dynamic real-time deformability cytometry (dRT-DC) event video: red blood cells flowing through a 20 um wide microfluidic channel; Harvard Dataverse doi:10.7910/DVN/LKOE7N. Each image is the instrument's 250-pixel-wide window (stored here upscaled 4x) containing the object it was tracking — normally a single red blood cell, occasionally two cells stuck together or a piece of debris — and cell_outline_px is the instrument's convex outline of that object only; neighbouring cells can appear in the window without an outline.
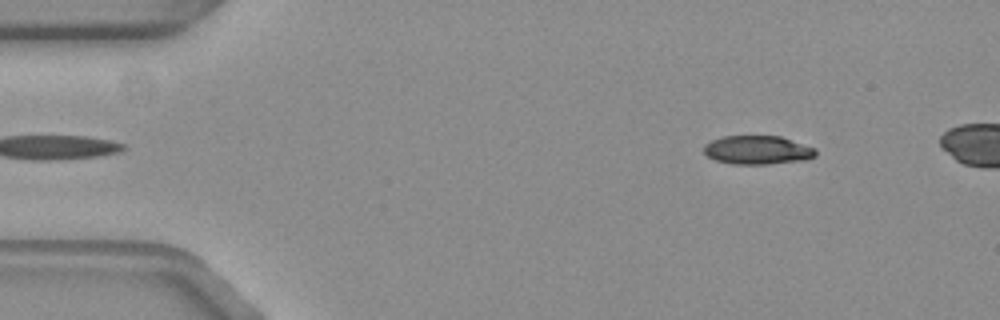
{"species": "common noctule bat (a hibernating species)", "species_latin": "Nyctalus noctula", "temperature_condition": "warm", "stored_images_in_passage": 46, "camera_frame_rate_fps": 3000, "um_per_image_px": 0.085, "animal": {"sex": "female", "body_mass_g": 19.3, "forearm_length_mm": 54.1}, "frame": {"image": 1, "passage_image": 2, "time_ms": 0.333, "image_size_px": [1000, 320], "cell_outline_px": [[816, 156], [804, 160], [768, 164], [732, 164], [716, 160], [708, 156], [704, 152], [704, 144], [712, 140], [724, 136], [780, 136], [816, 148]], "centroid_in_image_um": [64.4, 12.75], "position_along_channel_um": 20.6, "area_um2": 18.67}}
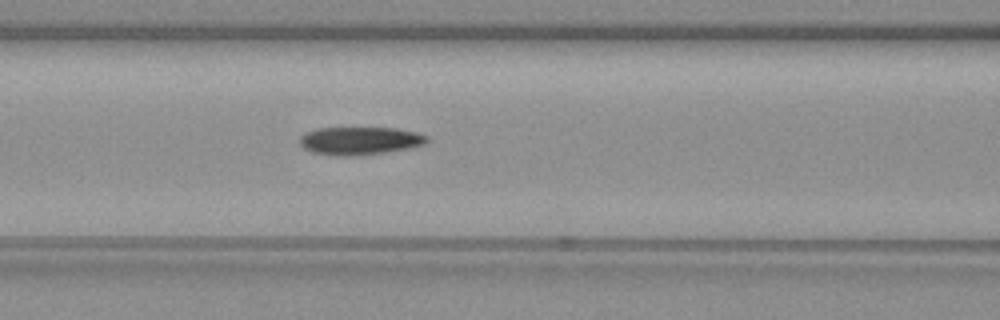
{"frame": {"image": 2, "passage_image": 18, "time_ms": 5.667, "image_size_px": [1000, 320], "cell_outline_px": [[428, 140], [424, 144], [412, 148], [384, 152], [352, 156], [336, 156], [312, 152], [304, 148], [300, 144], [300, 136], [308, 132], [320, 128], [396, 128], [416, 132], [428, 136]], "centroid_in_image_um": [30.61, 11.97], "position_along_channel_um": 136.0, "area_um2": 20.63}}
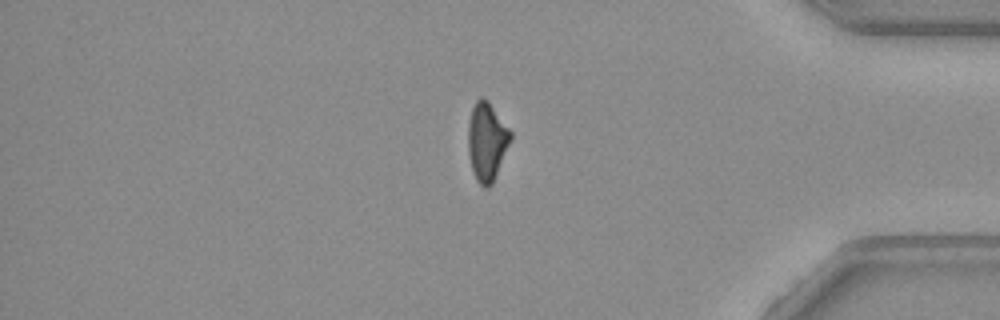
{"frame": {"image": 3, "passage_image": 41, "time_ms": 13.333, "image_size_px": [1000, 320], "cell_outline_px": [[512, 140], [492, 184], [488, 188], [484, 188], [476, 180], [472, 172], [468, 152], [468, 124], [472, 108], [476, 100], [480, 96], [484, 96], [488, 100], [512, 132]], "centroid_in_image_um": [41.38, 12.03], "position_along_channel_um": 393.8, "area_um2": 19.71}, "authors_computed_cell_mechanics": {"area_um2": 20.4612, "velocity_mm_per_s": 3.7573, "shape_relaxation_time_tau1_ms": 5.7538, "shape_relaxation_time_tau2_ms": 6.032, "deformation_change_tau1": 0.2001, "deformation_change_tau2": 0.1479}}